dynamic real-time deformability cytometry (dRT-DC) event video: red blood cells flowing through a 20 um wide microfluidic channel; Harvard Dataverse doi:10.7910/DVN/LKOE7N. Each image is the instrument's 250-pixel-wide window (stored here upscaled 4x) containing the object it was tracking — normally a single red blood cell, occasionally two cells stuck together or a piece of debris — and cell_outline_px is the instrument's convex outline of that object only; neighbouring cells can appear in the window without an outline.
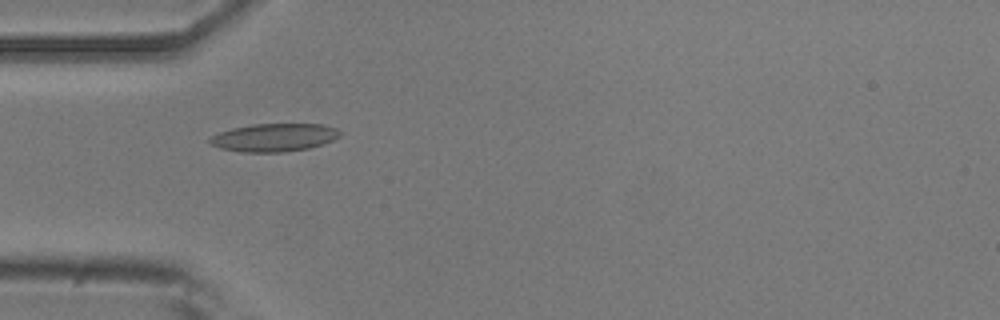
{"species": "common noctule bat (a hibernating species)", "species_latin": "Nyctalus noctula", "temperature_condition": "room temperature", "stored_images_in_passage": 38, "camera_frame_rate_fps": 3000, "um_per_image_px": 0.085, "animal": {"sex": "male", "body_mass_g": 20.5, "forearm_length_mm": 52.5}, "frame": {"image": 1, "passage_image": 1, "time_ms": 0.0, "image_size_px": [1000, 320], "cell_outline_px": [[344, 132], [340, 136], [324, 144], [308, 148], [284, 152], [240, 152], [220, 148], [208, 144], [208, 140], [212, 136], [220, 132], [232, 128], [252, 124], [324, 124], [336, 128]], "centroid_in_image_um": [23.32, 11.68], "position_along_channel_um": 61.7, "area_um2": 21.44}}
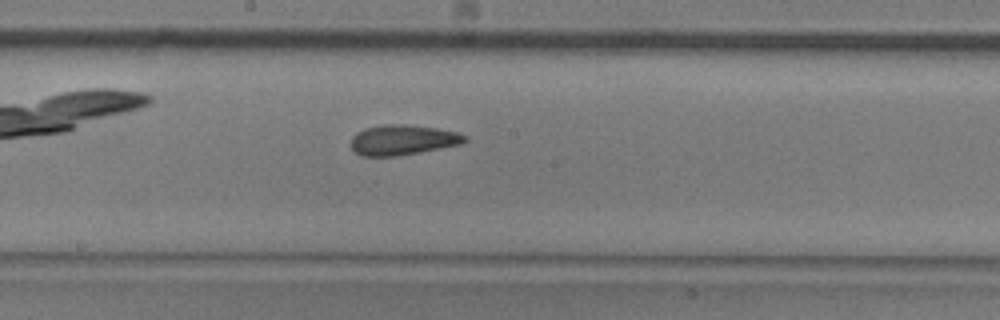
{"frame": {"image": 2, "passage_image": 13, "time_ms": 4.0, "image_size_px": [1000, 320], "cell_outline_px": [[468, 140], [460, 144], [396, 156], [360, 156], [352, 148], [352, 136], [356, 132], [364, 128], [384, 124], [404, 124], [436, 128], [456, 132], [468, 136]], "centroid_in_image_um": [34.21, 11.88], "position_along_channel_um": 214.0, "area_um2": 19.88}}
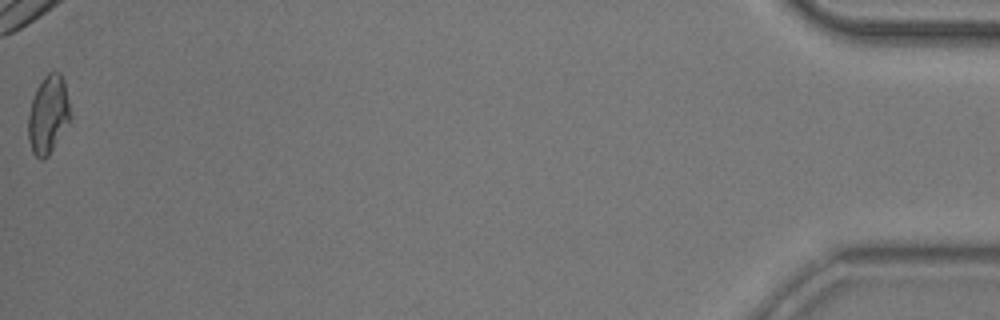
{"frame": {"image": 3, "passage_image": 38, "time_ms": 12.333, "image_size_px": [1000, 320], "cell_outline_px": [[72, 116], [48, 156], [44, 160], [40, 160], [32, 152], [28, 140], [28, 116], [32, 100], [36, 88], [44, 76], [48, 72], [60, 72], [64, 80]], "centroid_in_image_um": [4.09, 9.74], "position_along_channel_um": 431.1, "area_um2": 19.19}, "authors_computed_cell_mechanics": {"area_um2": 19.1896, "velocity_mm_per_s": 3.8168, "shape_relaxation_time_tau1_ms": 5.2685, "shape_relaxation_time_tau2_ms": 2.6654, "deformation_change_tau1": 0.1366, "deformation_change_tau2": 0.1136}}